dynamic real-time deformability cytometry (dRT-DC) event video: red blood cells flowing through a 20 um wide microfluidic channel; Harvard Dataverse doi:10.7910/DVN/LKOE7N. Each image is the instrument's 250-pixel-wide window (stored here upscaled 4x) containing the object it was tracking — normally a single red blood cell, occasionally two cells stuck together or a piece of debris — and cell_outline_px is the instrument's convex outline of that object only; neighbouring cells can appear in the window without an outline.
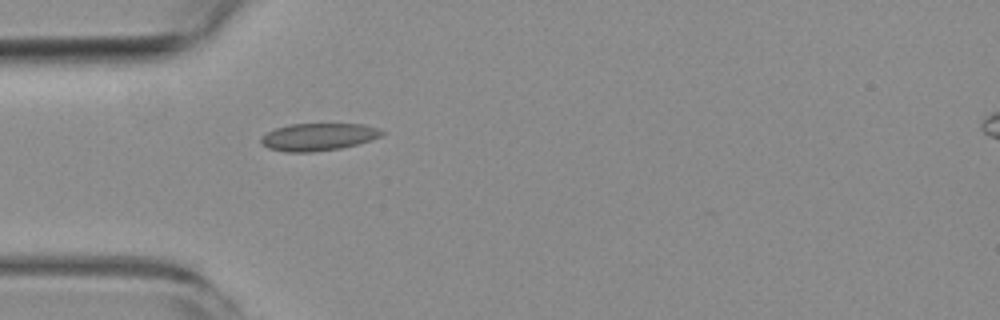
{"species": "common noctule bat (a hibernating species)", "species_latin": "Nyctalus noctula", "temperature_condition": "room temperature", "stored_images_in_passage": 4, "camera_frame_rate_fps": 3000, "um_per_image_px": 0.085, "animal": {"sex": "female", "body_mass_g": 19.3, "forearm_length_mm": 54.1}, "frame": {"image": 1, "passage_image": 4, "time_ms": 5.0, "image_size_px": [1000, 320], "cell_outline_px": [[384, 132], [380, 136], [372, 140], [340, 148], [312, 152], [284, 152], [268, 148], [260, 144], [260, 136], [276, 128], [288, 124], [364, 124], [380, 128]], "centroid_in_image_um": [27.02, 11.63], "position_along_channel_um": 58.0, "area_um2": 19.42}}